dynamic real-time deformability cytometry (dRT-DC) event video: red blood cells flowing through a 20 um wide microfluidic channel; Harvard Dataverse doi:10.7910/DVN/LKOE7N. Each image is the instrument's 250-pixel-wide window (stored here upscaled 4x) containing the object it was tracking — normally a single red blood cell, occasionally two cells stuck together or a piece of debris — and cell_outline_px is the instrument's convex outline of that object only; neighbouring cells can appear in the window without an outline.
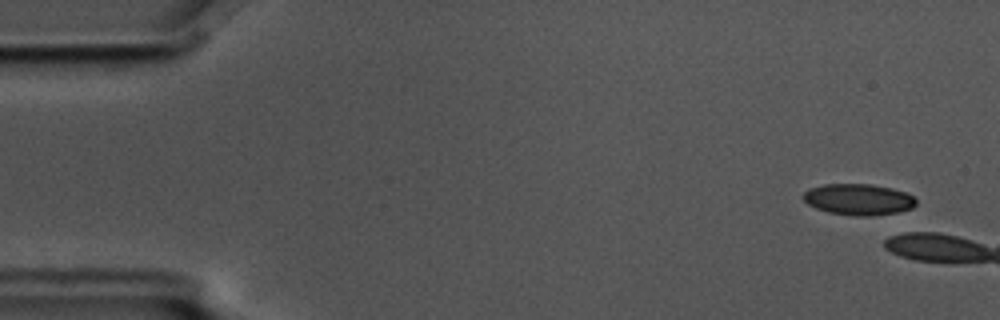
{"species": "common noctule bat (a hibernating species)", "species_latin": "Nyctalus noctula", "temperature_condition": "cold", "stored_images_in_passage": 5, "camera_frame_rate_fps": 3000, "um_per_image_px": 0.085, "animal": {"sex": "male", "body_mass_g": 17.5, "forearm_length_mm": 52.3}, "frame": {"image": 1, "passage_image": 1, "time_ms": 0.0, "image_size_px": [1000, 320], "cell_outline_px": [[916, 204], [912, 208], [900, 212], [872, 216], [856, 216], [828, 212], [816, 208], [808, 204], [804, 200], [804, 192], [808, 188], [824, 184], [872, 184], [892, 188], [904, 192], [912, 196], [916, 200]], "centroid_in_image_um": [72.97, 16.95], "position_along_channel_um": 12.0, "area_um2": 20.58}}